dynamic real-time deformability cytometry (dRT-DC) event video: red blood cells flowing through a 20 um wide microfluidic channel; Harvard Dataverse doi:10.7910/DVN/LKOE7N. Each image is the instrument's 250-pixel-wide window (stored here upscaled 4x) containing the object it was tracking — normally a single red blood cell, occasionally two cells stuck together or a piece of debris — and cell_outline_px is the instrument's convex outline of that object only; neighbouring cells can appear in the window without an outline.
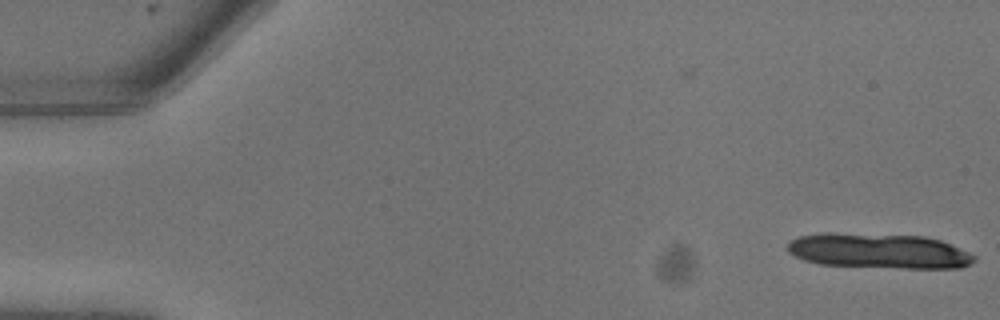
{"species": "common noctule bat (a hibernating species)", "species_latin": "Nyctalus noctula", "temperature_condition": "warm", "stored_images_in_passage": 4, "camera_frame_rate_fps": 3000, "um_per_image_px": 0.085, "animal": {"sex": "male", "body_mass_g": 13.3}, "frame": {"image": 1, "passage_image": 4, "time_ms": 1.0, "image_size_px": [1000, 320], "cell_outline_px": [[976, 260], [972, 264], [960, 268], [904, 268], [820, 264], [804, 260], [788, 252], [788, 240], [800, 236], [828, 232], [832, 232], [924, 236], [940, 240], [968, 252], [976, 256]], "centroid_in_image_um": [74.71, 21.32], "position_along_channel_um": 10.3, "area_um2": 38.21}}